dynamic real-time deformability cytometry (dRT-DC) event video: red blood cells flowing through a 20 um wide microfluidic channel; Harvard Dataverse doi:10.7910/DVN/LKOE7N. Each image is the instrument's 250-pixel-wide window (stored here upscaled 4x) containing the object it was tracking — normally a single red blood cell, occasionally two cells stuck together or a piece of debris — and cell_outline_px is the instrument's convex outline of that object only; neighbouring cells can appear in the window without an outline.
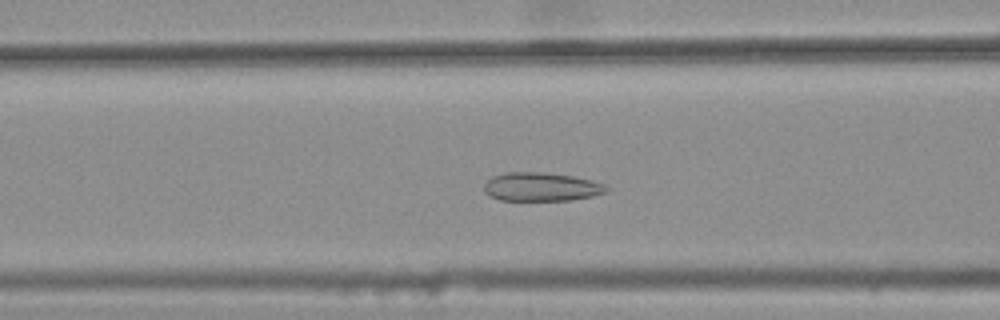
{"species": "common noctule bat (a hibernating species)", "species_latin": "Nyctalus noctula", "temperature_condition": "warm", "stored_images_in_passage": 29, "camera_frame_rate_fps": 3000, "um_per_image_px": 0.085, "animal": {"sex": "female", "body_mass_g": 25.1}, "frame": {"image": 1, "passage_image": 17, "time_ms": 5.333, "image_size_px": [1000, 320], "cell_outline_px": [[608, 188], [604, 192], [592, 196], [568, 200], [500, 200], [488, 196], [484, 192], [484, 184], [492, 176], [504, 172], [544, 172], [572, 176], [592, 180], [604, 184]], "centroid_in_image_um": [45.95, 15.87], "position_along_channel_um": 120.7, "area_um2": 20.4}}
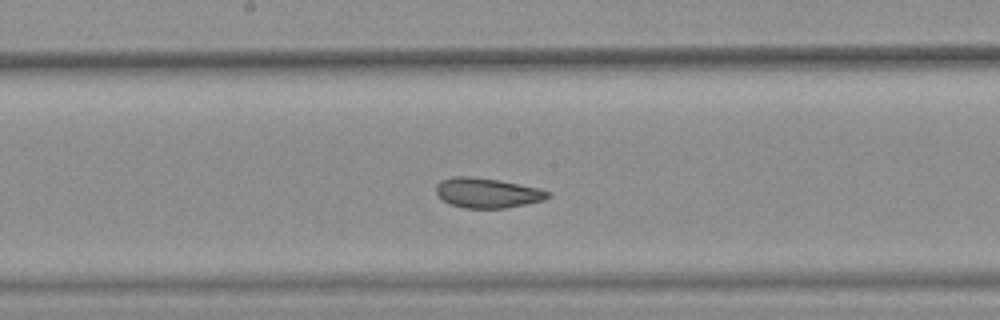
{"frame": {"image": 2, "passage_image": 24, "time_ms": 7.667, "image_size_px": [1000, 320], "cell_outline_px": [[552, 196], [544, 200], [504, 208], [464, 208], [448, 204], [436, 192], [436, 184], [440, 180], [452, 176], [468, 176], [500, 180], [540, 188], [552, 192]], "centroid_in_image_um": [41.43, 16.39], "position_along_channel_um": 206.8, "area_um2": 19.65}}
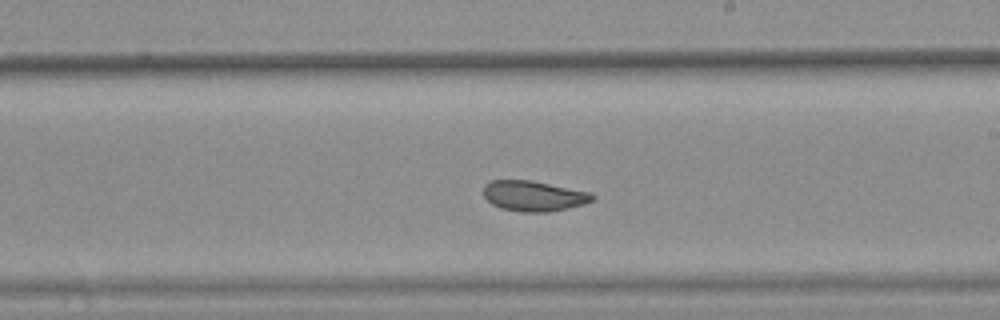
{"frame": {"image": 3, "passage_image": 27, "time_ms": 8.667, "image_size_px": [1000, 320], "cell_outline_px": [[596, 196], [592, 200], [584, 204], [548, 212], [524, 212], [500, 208], [492, 204], [484, 196], [484, 184], [492, 180], [532, 180], [588, 192]], "centroid_in_image_um": [45.33, 16.65], "position_along_channel_um": 243.7, "area_um2": 19.13}}